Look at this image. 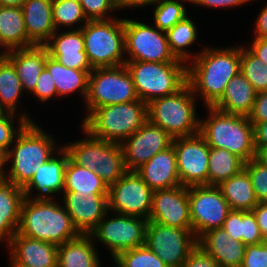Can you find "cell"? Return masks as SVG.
I'll return each mask as SVG.
<instances>
[{
	"instance_id": "obj_1",
	"label": "cell",
	"mask_w": 267,
	"mask_h": 267,
	"mask_svg": "<svg viewBox=\"0 0 267 267\" xmlns=\"http://www.w3.org/2000/svg\"><path fill=\"white\" fill-rule=\"evenodd\" d=\"M187 66V83L205 106L212 107L224 93L228 82L240 72L241 47L206 48Z\"/></svg>"
},
{
	"instance_id": "obj_2",
	"label": "cell",
	"mask_w": 267,
	"mask_h": 267,
	"mask_svg": "<svg viewBox=\"0 0 267 267\" xmlns=\"http://www.w3.org/2000/svg\"><path fill=\"white\" fill-rule=\"evenodd\" d=\"M17 233L57 246L80 235L64 206L52 199L26 197L21 204Z\"/></svg>"
},
{
	"instance_id": "obj_3",
	"label": "cell",
	"mask_w": 267,
	"mask_h": 267,
	"mask_svg": "<svg viewBox=\"0 0 267 267\" xmlns=\"http://www.w3.org/2000/svg\"><path fill=\"white\" fill-rule=\"evenodd\" d=\"M209 117L200 120L199 133L212 148H222L235 154L245 163L256 157L254 126L247 116L224 113L207 107Z\"/></svg>"
},
{
	"instance_id": "obj_4",
	"label": "cell",
	"mask_w": 267,
	"mask_h": 267,
	"mask_svg": "<svg viewBox=\"0 0 267 267\" xmlns=\"http://www.w3.org/2000/svg\"><path fill=\"white\" fill-rule=\"evenodd\" d=\"M147 120L148 104L138 99L93 109L84 117L82 128L95 138L121 144Z\"/></svg>"
},
{
	"instance_id": "obj_5",
	"label": "cell",
	"mask_w": 267,
	"mask_h": 267,
	"mask_svg": "<svg viewBox=\"0 0 267 267\" xmlns=\"http://www.w3.org/2000/svg\"><path fill=\"white\" fill-rule=\"evenodd\" d=\"M15 146L5 154L12 166L5 179L24 187L37 169L54 156V140L34 122H28L16 136ZM8 175V176H7Z\"/></svg>"
},
{
	"instance_id": "obj_6",
	"label": "cell",
	"mask_w": 267,
	"mask_h": 267,
	"mask_svg": "<svg viewBox=\"0 0 267 267\" xmlns=\"http://www.w3.org/2000/svg\"><path fill=\"white\" fill-rule=\"evenodd\" d=\"M186 62L126 61L138 98L145 103L177 93L187 84Z\"/></svg>"
},
{
	"instance_id": "obj_7",
	"label": "cell",
	"mask_w": 267,
	"mask_h": 267,
	"mask_svg": "<svg viewBox=\"0 0 267 267\" xmlns=\"http://www.w3.org/2000/svg\"><path fill=\"white\" fill-rule=\"evenodd\" d=\"M195 94L187 83L177 93L148 103V120L164 129L173 138L199 133L200 119L196 117Z\"/></svg>"
},
{
	"instance_id": "obj_8",
	"label": "cell",
	"mask_w": 267,
	"mask_h": 267,
	"mask_svg": "<svg viewBox=\"0 0 267 267\" xmlns=\"http://www.w3.org/2000/svg\"><path fill=\"white\" fill-rule=\"evenodd\" d=\"M88 21L79 27L84 39L85 52L92 68L125 65L124 19Z\"/></svg>"
},
{
	"instance_id": "obj_9",
	"label": "cell",
	"mask_w": 267,
	"mask_h": 267,
	"mask_svg": "<svg viewBox=\"0 0 267 267\" xmlns=\"http://www.w3.org/2000/svg\"><path fill=\"white\" fill-rule=\"evenodd\" d=\"M130 72L125 65L93 68L85 99L88 113L106 105L138 100Z\"/></svg>"
},
{
	"instance_id": "obj_10",
	"label": "cell",
	"mask_w": 267,
	"mask_h": 267,
	"mask_svg": "<svg viewBox=\"0 0 267 267\" xmlns=\"http://www.w3.org/2000/svg\"><path fill=\"white\" fill-rule=\"evenodd\" d=\"M126 61L175 62L166 32L142 22L124 19Z\"/></svg>"
},
{
	"instance_id": "obj_11",
	"label": "cell",
	"mask_w": 267,
	"mask_h": 267,
	"mask_svg": "<svg viewBox=\"0 0 267 267\" xmlns=\"http://www.w3.org/2000/svg\"><path fill=\"white\" fill-rule=\"evenodd\" d=\"M145 244L168 267H182L197 245V239L192 228H176L148 221Z\"/></svg>"
},
{
	"instance_id": "obj_12",
	"label": "cell",
	"mask_w": 267,
	"mask_h": 267,
	"mask_svg": "<svg viewBox=\"0 0 267 267\" xmlns=\"http://www.w3.org/2000/svg\"><path fill=\"white\" fill-rule=\"evenodd\" d=\"M192 231L198 240L209 230L223 227L229 204L217 186L188 187Z\"/></svg>"
},
{
	"instance_id": "obj_13",
	"label": "cell",
	"mask_w": 267,
	"mask_h": 267,
	"mask_svg": "<svg viewBox=\"0 0 267 267\" xmlns=\"http://www.w3.org/2000/svg\"><path fill=\"white\" fill-rule=\"evenodd\" d=\"M105 219L104 216L89 235L105 244L113 259L123 251L145 244L147 219L122 214Z\"/></svg>"
},
{
	"instance_id": "obj_14",
	"label": "cell",
	"mask_w": 267,
	"mask_h": 267,
	"mask_svg": "<svg viewBox=\"0 0 267 267\" xmlns=\"http://www.w3.org/2000/svg\"><path fill=\"white\" fill-rule=\"evenodd\" d=\"M154 191L136 171H127L108 189V209L115 214L138 216L148 220Z\"/></svg>"
},
{
	"instance_id": "obj_15",
	"label": "cell",
	"mask_w": 267,
	"mask_h": 267,
	"mask_svg": "<svg viewBox=\"0 0 267 267\" xmlns=\"http://www.w3.org/2000/svg\"><path fill=\"white\" fill-rule=\"evenodd\" d=\"M180 184L185 187L208 186V161L210 147L197 133L173 140Z\"/></svg>"
},
{
	"instance_id": "obj_16",
	"label": "cell",
	"mask_w": 267,
	"mask_h": 267,
	"mask_svg": "<svg viewBox=\"0 0 267 267\" xmlns=\"http://www.w3.org/2000/svg\"><path fill=\"white\" fill-rule=\"evenodd\" d=\"M173 140L164 129L147 120L121 143L125 169L136 171L154 155L172 146Z\"/></svg>"
},
{
	"instance_id": "obj_17",
	"label": "cell",
	"mask_w": 267,
	"mask_h": 267,
	"mask_svg": "<svg viewBox=\"0 0 267 267\" xmlns=\"http://www.w3.org/2000/svg\"><path fill=\"white\" fill-rule=\"evenodd\" d=\"M148 221L176 228H192L188 187L155 190Z\"/></svg>"
},
{
	"instance_id": "obj_18",
	"label": "cell",
	"mask_w": 267,
	"mask_h": 267,
	"mask_svg": "<svg viewBox=\"0 0 267 267\" xmlns=\"http://www.w3.org/2000/svg\"><path fill=\"white\" fill-rule=\"evenodd\" d=\"M64 208L80 234H90L108 214V193H91L84 197L75 192H63Z\"/></svg>"
},
{
	"instance_id": "obj_19",
	"label": "cell",
	"mask_w": 267,
	"mask_h": 267,
	"mask_svg": "<svg viewBox=\"0 0 267 267\" xmlns=\"http://www.w3.org/2000/svg\"><path fill=\"white\" fill-rule=\"evenodd\" d=\"M10 267H57L58 246L16 233L8 244Z\"/></svg>"
},
{
	"instance_id": "obj_20",
	"label": "cell",
	"mask_w": 267,
	"mask_h": 267,
	"mask_svg": "<svg viewBox=\"0 0 267 267\" xmlns=\"http://www.w3.org/2000/svg\"><path fill=\"white\" fill-rule=\"evenodd\" d=\"M49 56L61 65L71 69L92 71L84 46L81 29H71L64 33L56 32L44 44Z\"/></svg>"
},
{
	"instance_id": "obj_21",
	"label": "cell",
	"mask_w": 267,
	"mask_h": 267,
	"mask_svg": "<svg viewBox=\"0 0 267 267\" xmlns=\"http://www.w3.org/2000/svg\"><path fill=\"white\" fill-rule=\"evenodd\" d=\"M59 149L61 158L52 156L37 169L31 180L23 187L24 197L31 199L33 187L39 194L34 199H52L54 193L63 191L65 168L69 156L63 147Z\"/></svg>"
},
{
	"instance_id": "obj_22",
	"label": "cell",
	"mask_w": 267,
	"mask_h": 267,
	"mask_svg": "<svg viewBox=\"0 0 267 267\" xmlns=\"http://www.w3.org/2000/svg\"><path fill=\"white\" fill-rule=\"evenodd\" d=\"M136 172L153 191L181 185L173 145L154 155Z\"/></svg>"
},
{
	"instance_id": "obj_23",
	"label": "cell",
	"mask_w": 267,
	"mask_h": 267,
	"mask_svg": "<svg viewBox=\"0 0 267 267\" xmlns=\"http://www.w3.org/2000/svg\"><path fill=\"white\" fill-rule=\"evenodd\" d=\"M197 244L221 267H240L242 264L246 245L231 238L223 227L207 231Z\"/></svg>"
},
{
	"instance_id": "obj_24",
	"label": "cell",
	"mask_w": 267,
	"mask_h": 267,
	"mask_svg": "<svg viewBox=\"0 0 267 267\" xmlns=\"http://www.w3.org/2000/svg\"><path fill=\"white\" fill-rule=\"evenodd\" d=\"M3 55L13 64L23 90L33 92L49 55L44 45L3 51Z\"/></svg>"
},
{
	"instance_id": "obj_25",
	"label": "cell",
	"mask_w": 267,
	"mask_h": 267,
	"mask_svg": "<svg viewBox=\"0 0 267 267\" xmlns=\"http://www.w3.org/2000/svg\"><path fill=\"white\" fill-rule=\"evenodd\" d=\"M21 8L28 38L35 45H44L56 32L52 0H26Z\"/></svg>"
},
{
	"instance_id": "obj_26",
	"label": "cell",
	"mask_w": 267,
	"mask_h": 267,
	"mask_svg": "<svg viewBox=\"0 0 267 267\" xmlns=\"http://www.w3.org/2000/svg\"><path fill=\"white\" fill-rule=\"evenodd\" d=\"M257 92L246 77L238 72L225 87L221 98L212 106L224 113L248 116Z\"/></svg>"
},
{
	"instance_id": "obj_27",
	"label": "cell",
	"mask_w": 267,
	"mask_h": 267,
	"mask_svg": "<svg viewBox=\"0 0 267 267\" xmlns=\"http://www.w3.org/2000/svg\"><path fill=\"white\" fill-rule=\"evenodd\" d=\"M24 199L23 188L7 179L0 180V241L17 233L20 221V208Z\"/></svg>"
},
{
	"instance_id": "obj_28",
	"label": "cell",
	"mask_w": 267,
	"mask_h": 267,
	"mask_svg": "<svg viewBox=\"0 0 267 267\" xmlns=\"http://www.w3.org/2000/svg\"><path fill=\"white\" fill-rule=\"evenodd\" d=\"M0 45L5 52L35 45L28 38L21 7L0 6Z\"/></svg>"
},
{
	"instance_id": "obj_29",
	"label": "cell",
	"mask_w": 267,
	"mask_h": 267,
	"mask_svg": "<svg viewBox=\"0 0 267 267\" xmlns=\"http://www.w3.org/2000/svg\"><path fill=\"white\" fill-rule=\"evenodd\" d=\"M89 234L58 246L57 267H100V260Z\"/></svg>"
},
{
	"instance_id": "obj_30",
	"label": "cell",
	"mask_w": 267,
	"mask_h": 267,
	"mask_svg": "<svg viewBox=\"0 0 267 267\" xmlns=\"http://www.w3.org/2000/svg\"><path fill=\"white\" fill-rule=\"evenodd\" d=\"M217 187L221 190L231 210L252 211L258 204L251 179L244 168Z\"/></svg>"
},
{
	"instance_id": "obj_31",
	"label": "cell",
	"mask_w": 267,
	"mask_h": 267,
	"mask_svg": "<svg viewBox=\"0 0 267 267\" xmlns=\"http://www.w3.org/2000/svg\"><path fill=\"white\" fill-rule=\"evenodd\" d=\"M45 67L53 77L58 96L72 94L78 90L86 99L91 71L68 68L49 55L46 58Z\"/></svg>"
},
{
	"instance_id": "obj_32",
	"label": "cell",
	"mask_w": 267,
	"mask_h": 267,
	"mask_svg": "<svg viewBox=\"0 0 267 267\" xmlns=\"http://www.w3.org/2000/svg\"><path fill=\"white\" fill-rule=\"evenodd\" d=\"M108 189L106 183L94 171L78 166L68 158L63 192H75L87 197L91 193H108Z\"/></svg>"
},
{
	"instance_id": "obj_33",
	"label": "cell",
	"mask_w": 267,
	"mask_h": 267,
	"mask_svg": "<svg viewBox=\"0 0 267 267\" xmlns=\"http://www.w3.org/2000/svg\"><path fill=\"white\" fill-rule=\"evenodd\" d=\"M84 133L87 135L85 139L62 147L73 163L88 168L98 175L104 163V140L91 136L85 130Z\"/></svg>"
},
{
	"instance_id": "obj_34",
	"label": "cell",
	"mask_w": 267,
	"mask_h": 267,
	"mask_svg": "<svg viewBox=\"0 0 267 267\" xmlns=\"http://www.w3.org/2000/svg\"><path fill=\"white\" fill-rule=\"evenodd\" d=\"M245 162L222 148L210 147L208 161V186H218L221 182L239 173Z\"/></svg>"
},
{
	"instance_id": "obj_35",
	"label": "cell",
	"mask_w": 267,
	"mask_h": 267,
	"mask_svg": "<svg viewBox=\"0 0 267 267\" xmlns=\"http://www.w3.org/2000/svg\"><path fill=\"white\" fill-rule=\"evenodd\" d=\"M22 91V83L13 64L3 55L0 58V107L5 112L14 113Z\"/></svg>"
},
{
	"instance_id": "obj_36",
	"label": "cell",
	"mask_w": 267,
	"mask_h": 267,
	"mask_svg": "<svg viewBox=\"0 0 267 267\" xmlns=\"http://www.w3.org/2000/svg\"><path fill=\"white\" fill-rule=\"evenodd\" d=\"M166 35L170 51L174 57L180 61L188 62L192 56L185 47H189L197 38V29L193 21L186 16L168 30Z\"/></svg>"
},
{
	"instance_id": "obj_37",
	"label": "cell",
	"mask_w": 267,
	"mask_h": 267,
	"mask_svg": "<svg viewBox=\"0 0 267 267\" xmlns=\"http://www.w3.org/2000/svg\"><path fill=\"white\" fill-rule=\"evenodd\" d=\"M126 172L121 144L104 141V163L100 168L99 177L109 187Z\"/></svg>"
},
{
	"instance_id": "obj_38",
	"label": "cell",
	"mask_w": 267,
	"mask_h": 267,
	"mask_svg": "<svg viewBox=\"0 0 267 267\" xmlns=\"http://www.w3.org/2000/svg\"><path fill=\"white\" fill-rule=\"evenodd\" d=\"M240 72L257 93L267 90V64L241 46Z\"/></svg>"
},
{
	"instance_id": "obj_39",
	"label": "cell",
	"mask_w": 267,
	"mask_h": 267,
	"mask_svg": "<svg viewBox=\"0 0 267 267\" xmlns=\"http://www.w3.org/2000/svg\"><path fill=\"white\" fill-rule=\"evenodd\" d=\"M181 1V0H180ZM188 1L190 0H182ZM177 0H157L154 11L155 26L161 31L167 32L179 21L183 20L187 14L183 3Z\"/></svg>"
},
{
	"instance_id": "obj_40",
	"label": "cell",
	"mask_w": 267,
	"mask_h": 267,
	"mask_svg": "<svg viewBox=\"0 0 267 267\" xmlns=\"http://www.w3.org/2000/svg\"><path fill=\"white\" fill-rule=\"evenodd\" d=\"M52 15L57 31L60 25L72 27L82 20L84 25L88 22L80 2L74 0H52Z\"/></svg>"
},
{
	"instance_id": "obj_41",
	"label": "cell",
	"mask_w": 267,
	"mask_h": 267,
	"mask_svg": "<svg viewBox=\"0 0 267 267\" xmlns=\"http://www.w3.org/2000/svg\"><path fill=\"white\" fill-rule=\"evenodd\" d=\"M114 263L120 267H168L146 244L119 253Z\"/></svg>"
},
{
	"instance_id": "obj_42",
	"label": "cell",
	"mask_w": 267,
	"mask_h": 267,
	"mask_svg": "<svg viewBox=\"0 0 267 267\" xmlns=\"http://www.w3.org/2000/svg\"><path fill=\"white\" fill-rule=\"evenodd\" d=\"M16 113L5 112L0 116V151L5 154L10 146L14 144L16 136L21 132L22 128L28 123L33 122L25 113L19 118L18 128L13 125V118ZM17 128L18 130H15ZM13 142V143H12Z\"/></svg>"
},
{
	"instance_id": "obj_43",
	"label": "cell",
	"mask_w": 267,
	"mask_h": 267,
	"mask_svg": "<svg viewBox=\"0 0 267 267\" xmlns=\"http://www.w3.org/2000/svg\"><path fill=\"white\" fill-rule=\"evenodd\" d=\"M244 169L249 174L258 203L267 202V165L254 157L244 164Z\"/></svg>"
},
{
	"instance_id": "obj_44",
	"label": "cell",
	"mask_w": 267,
	"mask_h": 267,
	"mask_svg": "<svg viewBox=\"0 0 267 267\" xmlns=\"http://www.w3.org/2000/svg\"><path fill=\"white\" fill-rule=\"evenodd\" d=\"M80 4L88 21L108 20L107 12L121 8L119 0H80Z\"/></svg>"
},
{
	"instance_id": "obj_45",
	"label": "cell",
	"mask_w": 267,
	"mask_h": 267,
	"mask_svg": "<svg viewBox=\"0 0 267 267\" xmlns=\"http://www.w3.org/2000/svg\"><path fill=\"white\" fill-rule=\"evenodd\" d=\"M240 267H267V242L246 245Z\"/></svg>"
},
{
	"instance_id": "obj_46",
	"label": "cell",
	"mask_w": 267,
	"mask_h": 267,
	"mask_svg": "<svg viewBox=\"0 0 267 267\" xmlns=\"http://www.w3.org/2000/svg\"><path fill=\"white\" fill-rule=\"evenodd\" d=\"M264 242L253 211H243V243L245 245Z\"/></svg>"
},
{
	"instance_id": "obj_47",
	"label": "cell",
	"mask_w": 267,
	"mask_h": 267,
	"mask_svg": "<svg viewBox=\"0 0 267 267\" xmlns=\"http://www.w3.org/2000/svg\"><path fill=\"white\" fill-rule=\"evenodd\" d=\"M32 93L42 102L49 100L53 95L58 96L53 77L46 67L42 70Z\"/></svg>"
},
{
	"instance_id": "obj_48",
	"label": "cell",
	"mask_w": 267,
	"mask_h": 267,
	"mask_svg": "<svg viewBox=\"0 0 267 267\" xmlns=\"http://www.w3.org/2000/svg\"><path fill=\"white\" fill-rule=\"evenodd\" d=\"M182 267H221L217 261L208 255L200 245H196L189 253Z\"/></svg>"
},
{
	"instance_id": "obj_49",
	"label": "cell",
	"mask_w": 267,
	"mask_h": 267,
	"mask_svg": "<svg viewBox=\"0 0 267 267\" xmlns=\"http://www.w3.org/2000/svg\"><path fill=\"white\" fill-rule=\"evenodd\" d=\"M223 229L231 238L243 242V211L231 210L224 221Z\"/></svg>"
},
{
	"instance_id": "obj_50",
	"label": "cell",
	"mask_w": 267,
	"mask_h": 267,
	"mask_svg": "<svg viewBox=\"0 0 267 267\" xmlns=\"http://www.w3.org/2000/svg\"><path fill=\"white\" fill-rule=\"evenodd\" d=\"M247 117L253 126L267 120V90L257 93L252 111Z\"/></svg>"
},
{
	"instance_id": "obj_51",
	"label": "cell",
	"mask_w": 267,
	"mask_h": 267,
	"mask_svg": "<svg viewBox=\"0 0 267 267\" xmlns=\"http://www.w3.org/2000/svg\"><path fill=\"white\" fill-rule=\"evenodd\" d=\"M261 230L264 242H267V202L258 203L252 210Z\"/></svg>"
},
{
	"instance_id": "obj_52",
	"label": "cell",
	"mask_w": 267,
	"mask_h": 267,
	"mask_svg": "<svg viewBox=\"0 0 267 267\" xmlns=\"http://www.w3.org/2000/svg\"><path fill=\"white\" fill-rule=\"evenodd\" d=\"M254 147L256 153L263 147H267V120L254 126Z\"/></svg>"
},
{
	"instance_id": "obj_53",
	"label": "cell",
	"mask_w": 267,
	"mask_h": 267,
	"mask_svg": "<svg viewBox=\"0 0 267 267\" xmlns=\"http://www.w3.org/2000/svg\"><path fill=\"white\" fill-rule=\"evenodd\" d=\"M252 0H190L191 3L208 7H234L240 6Z\"/></svg>"
},
{
	"instance_id": "obj_54",
	"label": "cell",
	"mask_w": 267,
	"mask_h": 267,
	"mask_svg": "<svg viewBox=\"0 0 267 267\" xmlns=\"http://www.w3.org/2000/svg\"><path fill=\"white\" fill-rule=\"evenodd\" d=\"M249 50L267 64V38H256Z\"/></svg>"
},
{
	"instance_id": "obj_55",
	"label": "cell",
	"mask_w": 267,
	"mask_h": 267,
	"mask_svg": "<svg viewBox=\"0 0 267 267\" xmlns=\"http://www.w3.org/2000/svg\"><path fill=\"white\" fill-rule=\"evenodd\" d=\"M255 24L256 38H267V5L260 11Z\"/></svg>"
},
{
	"instance_id": "obj_56",
	"label": "cell",
	"mask_w": 267,
	"mask_h": 267,
	"mask_svg": "<svg viewBox=\"0 0 267 267\" xmlns=\"http://www.w3.org/2000/svg\"><path fill=\"white\" fill-rule=\"evenodd\" d=\"M157 0H119V4L121 6V9L123 8H130V7H138V6H145L150 5L153 2H156Z\"/></svg>"
},
{
	"instance_id": "obj_57",
	"label": "cell",
	"mask_w": 267,
	"mask_h": 267,
	"mask_svg": "<svg viewBox=\"0 0 267 267\" xmlns=\"http://www.w3.org/2000/svg\"><path fill=\"white\" fill-rule=\"evenodd\" d=\"M26 0H0V6L22 7Z\"/></svg>"
},
{
	"instance_id": "obj_58",
	"label": "cell",
	"mask_w": 267,
	"mask_h": 267,
	"mask_svg": "<svg viewBox=\"0 0 267 267\" xmlns=\"http://www.w3.org/2000/svg\"><path fill=\"white\" fill-rule=\"evenodd\" d=\"M256 158L261 161L263 164L267 165V147L261 148L256 153Z\"/></svg>"
},
{
	"instance_id": "obj_59",
	"label": "cell",
	"mask_w": 267,
	"mask_h": 267,
	"mask_svg": "<svg viewBox=\"0 0 267 267\" xmlns=\"http://www.w3.org/2000/svg\"><path fill=\"white\" fill-rule=\"evenodd\" d=\"M6 164L5 153L0 151V180L5 178V171L3 170L4 165Z\"/></svg>"
},
{
	"instance_id": "obj_60",
	"label": "cell",
	"mask_w": 267,
	"mask_h": 267,
	"mask_svg": "<svg viewBox=\"0 0 267 267\" xmlns=\"http://www.w3.org/2000/svg\"><path fill=\"white\" fill-rule=\"evenodd\" d=\"M5 111L0 107V116L3 115Z\"/></svg>"
}]
</instances>
